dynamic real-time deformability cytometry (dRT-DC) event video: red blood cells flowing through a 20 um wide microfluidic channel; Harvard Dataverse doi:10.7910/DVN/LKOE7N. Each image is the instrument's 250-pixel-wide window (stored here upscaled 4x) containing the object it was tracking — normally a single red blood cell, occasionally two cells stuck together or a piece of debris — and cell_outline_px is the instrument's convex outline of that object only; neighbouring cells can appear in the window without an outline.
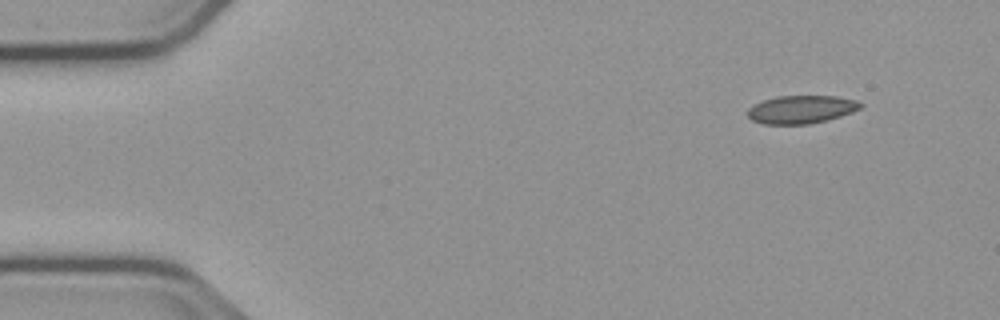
{"species": "common noctule bat (a hibernating species)", "species_latin": "Nyctalus noctula", "temperature_condition": "cold", "stored_images_in_passage": 11, "camera_frame_rate_fps": 3000, "um_per_image_px": 0.085, "animal": {"sex": "male", "body_mass_g": 23.1, "forearm_length_mm": 52.7}, "frame": {"image": 1, "passage_image": 1, "time_ms": 0.0, "image_size_px": [1000, 320], "cell_outline_px": [[864, 104], [860, 108], [852, 112], [840, 116], [808, 124], [764, 124], [752, 120], [748, 116], [748, 108], [764, 100], [776, 96], [836, 96], [856, 100]], "centroid_in_image_um": [68.11, 9.29], "position_along_channel_um": 16.9, "area_um2": 18.26}}
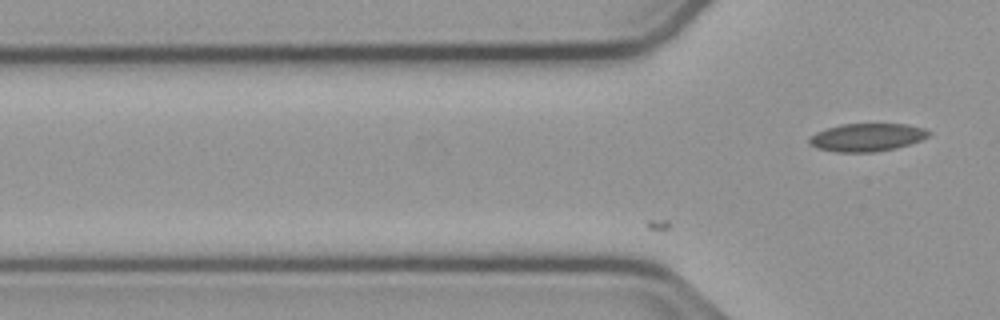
{"frame": {"image": 2, "passage_image": 11, "time_ms": 3.333, "image_size_px": [1000, 320], "cell_outline_px": [[932, 132], [928, 136], [920, 140], [896, 148], [872, 152], [836, 152], [816, 148], [808, 144], [808, 140], [816, 132], [840, 124], [904, 124], [924, 128]], "centroid_in_image_um": [73.67, 11.67], "position_along_channel_um": 52.1, "area_um2": 19.36}}